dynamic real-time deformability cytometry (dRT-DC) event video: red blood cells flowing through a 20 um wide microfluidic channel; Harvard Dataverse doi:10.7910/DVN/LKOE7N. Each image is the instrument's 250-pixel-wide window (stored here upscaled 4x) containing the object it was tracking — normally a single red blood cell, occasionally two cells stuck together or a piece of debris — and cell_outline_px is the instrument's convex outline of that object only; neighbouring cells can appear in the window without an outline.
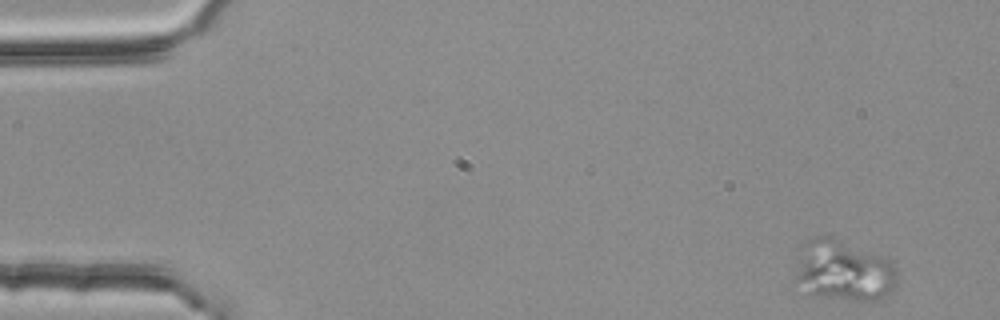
{"species": "common noctule bat (a hibernating species)", "species_latin": "Nyctalus noctula", "temperature_condition": "room temperature", "stored_images_in_passage": 5, "camera_frame_rate_fps": 3000, "um_per_image_px": 0.085, "animal": {"sex": "female", "body_mass_g": 25.1}, "frame": {"image": 1, "passage_image": 1, "time_ms": 0.0, "image_size_px": [1000, 320], "cell_outline_px": [[896, 288], [884, 300], [856, 300], [816, 296], [796, 276], [804, 240], [812, 236], [832, 236], [880, 256], [888, 260], [896, 268]], "centroid_in_image_um": [71.79, 23.0], "position_along_channel_um": 13.2, "area_um2": 35.37}}
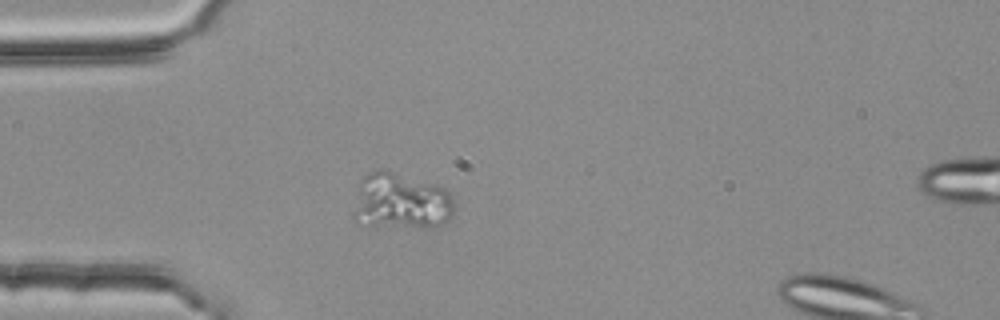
{"frame": {"image": 2, "passage_image": 4, "time_ms": 1.0, "image_size_px": [1000, 320], "cell_outline_px": [[452, 212], [448, 220], [444, 224], [432, 228], [356, 224], [352, 220], [352, 216], [360, 180], [368, 172], [380, 168], [384, 168], [436, 184], [444, 188], [452, 196]], "centroid_in_image_um": [34.04, 17.1], "position_along_channel_um": 51.0, "area_um2": 33.58}}